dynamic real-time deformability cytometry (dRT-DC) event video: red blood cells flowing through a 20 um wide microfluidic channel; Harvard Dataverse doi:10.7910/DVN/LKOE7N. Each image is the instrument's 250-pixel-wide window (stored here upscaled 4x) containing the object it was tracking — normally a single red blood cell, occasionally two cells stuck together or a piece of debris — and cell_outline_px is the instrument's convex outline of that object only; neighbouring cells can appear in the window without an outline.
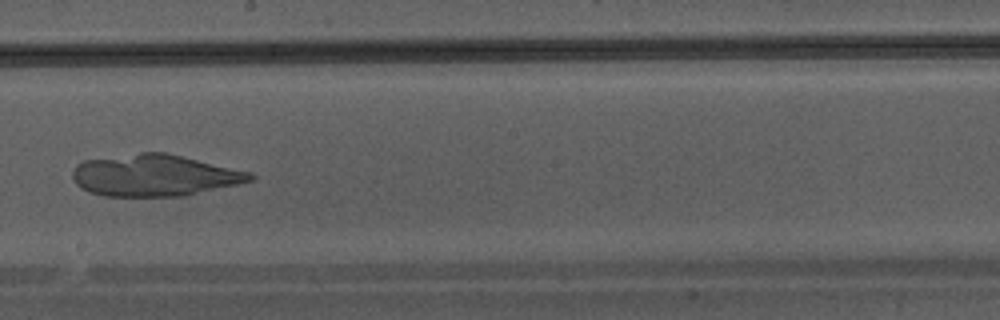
{"species": "Egyptian fruit bat (a non-hibernating species)", "species_latin": "Rousettus aegyptiacus", "temperature_condition": "warm", "stored_images_in_passage": 46, "camera_frame_rate_fps": 3000, "um_per_image_px": 0.085, "animal": {"sex": "male"}, "frame": {"image": 1, "passage_image": 27, "time_ms": 8.667, "image_size_px": [1000, 320], "cell_outline_px": [[256, 180], [184, 196], [104, 196], [80, 188], [76, 184], [72, 176], [72, 172], [76, 164], [84, 160], [140, 152], [164, 152], [252, 172], [256, 176]], "centroid_in_image_um": [13.15, 14.9], "position_along_channel_um": 235.1, "area_um2": 43.23}}